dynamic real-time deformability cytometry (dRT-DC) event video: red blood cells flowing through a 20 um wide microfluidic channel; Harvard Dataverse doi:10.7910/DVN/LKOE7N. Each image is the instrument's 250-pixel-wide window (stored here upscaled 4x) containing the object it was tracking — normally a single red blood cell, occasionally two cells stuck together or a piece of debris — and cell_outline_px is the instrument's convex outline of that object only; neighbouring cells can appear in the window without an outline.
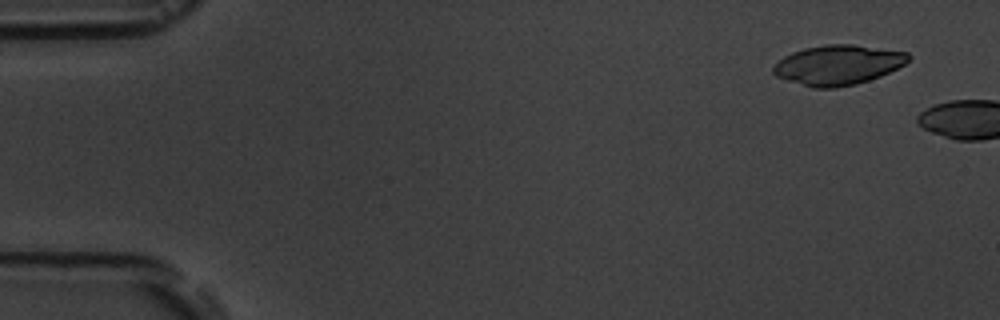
{"species": "common noctule bat (a hibernating species)", "species_latin": "Nyctalus noctula", "temperature_condition": "room temperature", "stored_images_in_passage": 3, "camera_frame_rate_fps": 3000, "um_per_image_px": 0.085, "animal": {"sex": "male", "body_mass_g": 19.5, "forearm_length_mm": 54.6}, "frame": {"image": 1, "passage_image": 1, "time_ms": 0.0, "image_size_px": [1000, 320], "cell_outline_px": [[912, 56], [904, 64], [880, 76], [856, 84], [836, 88], [812, 88], [776, 76], [772, 72], [772, 68], [784, 56], [792, 52], [804, 48], [824, 44], [852, 44], [908, 52]], "centroid_in_image_um": [71.22, 5.51], "position_along_channel_um": 13.8, "area_um2": 31.27}}